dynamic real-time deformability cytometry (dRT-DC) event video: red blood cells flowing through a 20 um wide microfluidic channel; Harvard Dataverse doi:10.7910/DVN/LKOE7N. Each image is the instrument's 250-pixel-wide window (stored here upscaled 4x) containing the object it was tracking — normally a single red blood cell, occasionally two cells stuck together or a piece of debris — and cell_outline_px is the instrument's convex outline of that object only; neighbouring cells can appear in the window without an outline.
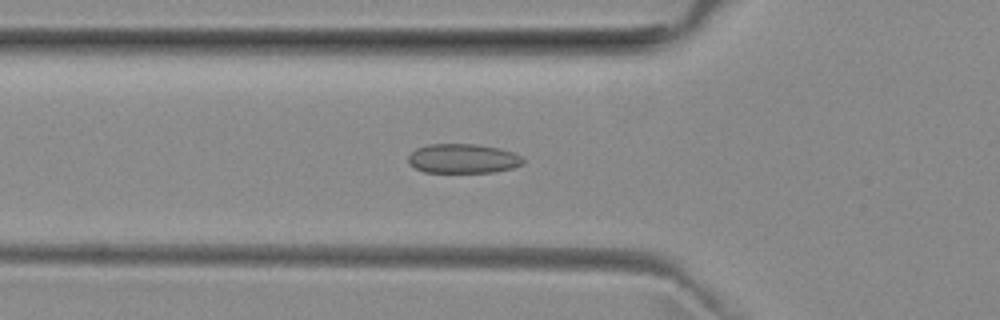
{"species": "common noctule bat (a hibernating species)", "species_latin": "Nyctalus noctula", "temperature_condition": "room temperature", "stored_images_in_passage": 48, "camera_frame_rate_fps": 3000, "um_per_image_px": 0.085, "animal": {"sex": "female", "body_mass_g": 29.2, "forearm_length_mm": 56.3}, "frame": {"image": 1, "passage_image": 14, "time_ms": 4.333, "image_size_px": [1000, 320], "cell_outline_px": [[524, 164], [512, 168], [492, 172], [424, 172], [408, 164], [408, 156], [416, 148], [428, 144], [476, 144], [500, 148], [512, 152], [520, 156], [524, 160]], "centroid_in_image_um": [39.34, 13.47], "position_along_channel_um": 86.5, "area_um2": 19.71}}
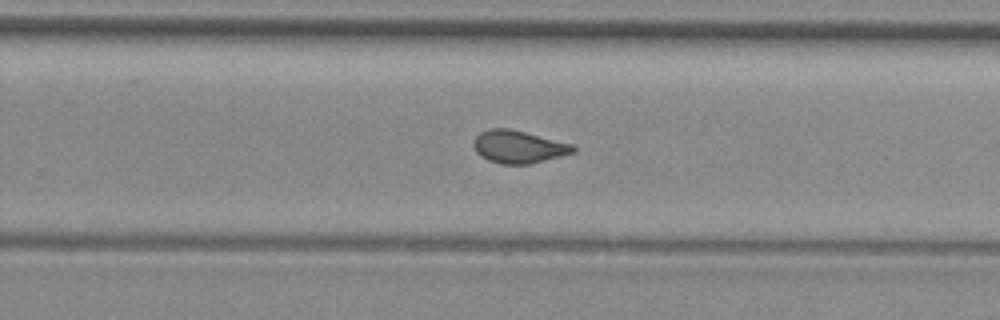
{"frame": {"image": 2, "passage_image": 29, "time_ms": 9.333, "image_size_px": [1000, 320], "cell_outline_px": [[576, 152], [532, 164], [500, 164], [488, 160], [480, 156], [476, 152], [472, 144], [476, 136], [480, 132], [488, 128], [508, 128], [572, 144], [576, 148]], "centroid_in_image_um": [44.05, 12.49], "position_along_channel_um": 285.7, "area_um2": 19.02}}
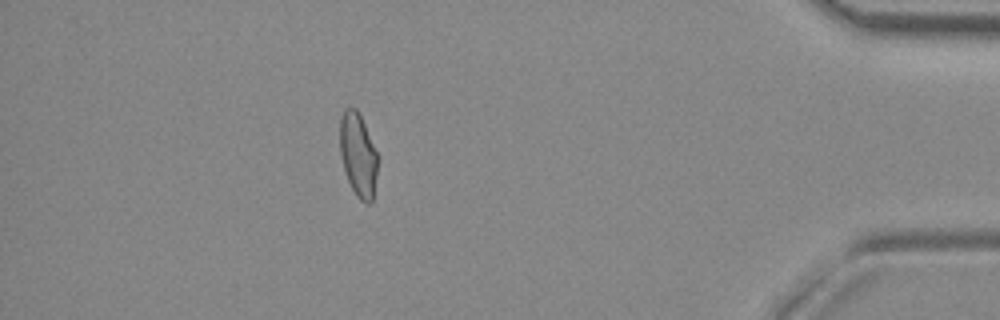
{"frame": {"image": 3, "passage_image": 42, "time_ms": 13.667, "image_size_px": [1000, 320], "cell_outline_px": [[376, 176], [372, 200], [368, 204], [364, 204], [356, 196], [348, 180], [344, 168], [340, 152], [340, 120], [344, 108], [356, 108], [364, 124], [376, 152]], "centroid_in_image_um": [30.41, 13.17], "position_along_channel_um": 404.8, "area_um2": 17.92}, "authors_computed_cell_mechanics": {"area_um2": 19.3052, "velocity_mm_per_s": 3.9897, "shape_relaxation_time_tau1_ms": null, "shape_relaxation_time_tau2_ms": 1.088, "deformation_change_tau1": null, "deformation_change_tau2": 0.0772}}